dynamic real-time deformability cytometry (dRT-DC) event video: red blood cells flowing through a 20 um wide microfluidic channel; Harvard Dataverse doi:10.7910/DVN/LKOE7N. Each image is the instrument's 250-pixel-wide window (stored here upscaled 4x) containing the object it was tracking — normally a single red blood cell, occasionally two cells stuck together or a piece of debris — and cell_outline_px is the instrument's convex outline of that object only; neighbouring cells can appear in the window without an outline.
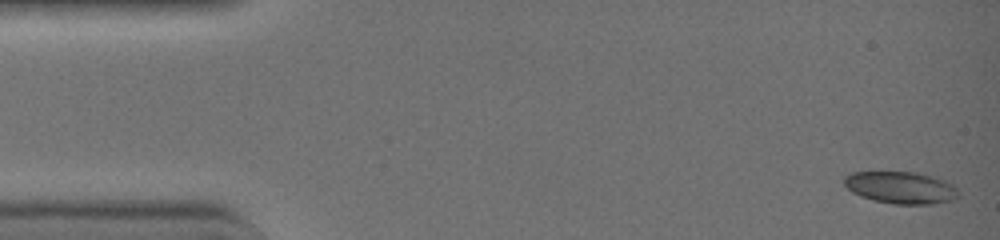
{"species": "common noctule bat (a hibernating species)", "species_latin": "Nyctalus noctula", "temperature_condition": "warm", "stored_images_in_passage": 42, "camera_frame_rate_fps": 3000, "um_per_image_px": 0.085, "animal": {"sex": "female", "body_mass_g": 19.0, "forearm_length_mm": 51.5}, "frame": {"image": 1, "passage_image": 1, "time_ms": 0.0, "image_size_px": [1000, 240], "cell_outline_px": [[960, 196], [956, 200], [932, 204], [892, 204], [872, 200], [860, 196], [852, 192], [844, 184], [844, 176], [852, 172], [916, 172], [932, 176], [944, 180], [952, 184], [956, 188]], "centroid_in_image_um": [76.59, 15.95], "position_along_channel_um": 8.4, "area_um2": 21.56}}
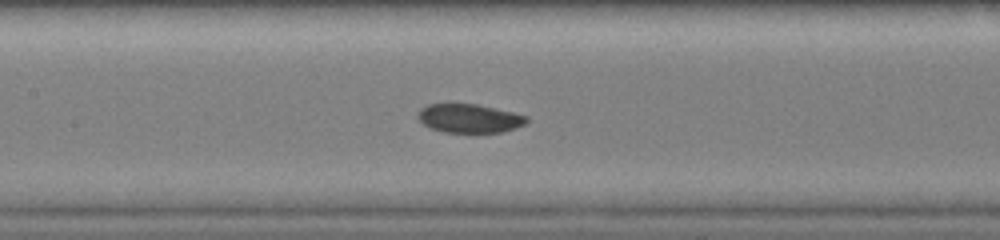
{"frame": {"image": 2, "passage_image": 20, "time_ms": 6.333, "image_size_px": [1000, 240], "cell_outline_px": [[528, 120], [524, 124], [516, 128], [504, 132], [444, 132], [428, 128], [420, 120], [420, 112], [428, 104], [476, 104], [512, 112], [528, 116]], "centroid_in_image_um": [39.94, 10.07], "position_along_channel_um": 167.5, "area_um2": 17.92}}
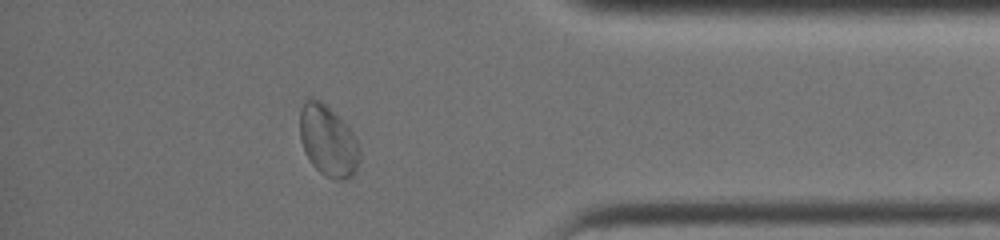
{"frame": {"image": 3, "passage_image": 37, "time_ms": 12.0, "image_size_px": [1000, 240], "cell_outline_px": [[360, 160], [356, 172], [352, 176], [344, 180], [336, 180], [324, 176], [312, 164], [304, 152], [300, 140], [300, 108], [304, 100], [308, 96], [312, 96], [320, 100], [352, 132], [360, 148]], "centroid_in_image_um": [27.86, 11.99], "position_along_channel_um": 407.3, "area_um2": 24.85}, "authors_computed_cell_mechanics": {"area_um2": 19.6809, "velocity_mm_per_s": 4.4994, "shape_relaxation_time_tau1_ms": 3.6778, "shape_relaxation_time_tau2_ms": null, "deformation_change_tau1": 0.1073, "deformation_change_tau2": null}}